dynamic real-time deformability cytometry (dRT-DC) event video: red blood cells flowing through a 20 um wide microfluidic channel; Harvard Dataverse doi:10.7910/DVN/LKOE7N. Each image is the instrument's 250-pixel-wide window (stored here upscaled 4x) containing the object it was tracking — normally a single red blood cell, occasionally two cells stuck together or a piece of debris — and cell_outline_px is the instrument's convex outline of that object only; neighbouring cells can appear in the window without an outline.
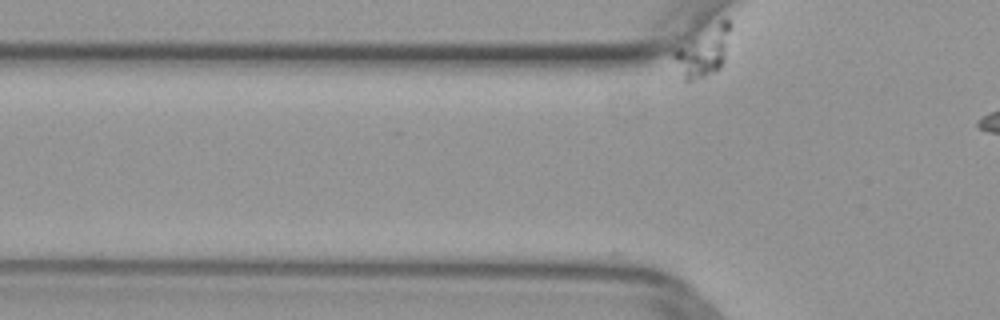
{"species": "common noctule bat (a hibernating species)", "species_latin": "Nyctalus noctula", "temperature_condition": "warm", "stored_images_in_passage": 11, "camera_frame_rate_fps": 3000, "um_per_image_px": 0.085, "animal": {"sex": "female", "body_mass_g": 29.2, "forearm_length_mm": 56.3}, "frame": {"image": 1, "passage_image": 11, "time_ms": 3.333, "image_size_px": [1000, 320], "cell_outline_px": [[732, 28], [724, 60], [720, 68], [688, 84], [684, 80], [672, 56], [672, 48], [720, 20], [728, 20], [732, 24]], "centroid_in_image_um": [59.75, 4.38], "position_along_channel_um": 66.0, "area_um2": 16.65}}